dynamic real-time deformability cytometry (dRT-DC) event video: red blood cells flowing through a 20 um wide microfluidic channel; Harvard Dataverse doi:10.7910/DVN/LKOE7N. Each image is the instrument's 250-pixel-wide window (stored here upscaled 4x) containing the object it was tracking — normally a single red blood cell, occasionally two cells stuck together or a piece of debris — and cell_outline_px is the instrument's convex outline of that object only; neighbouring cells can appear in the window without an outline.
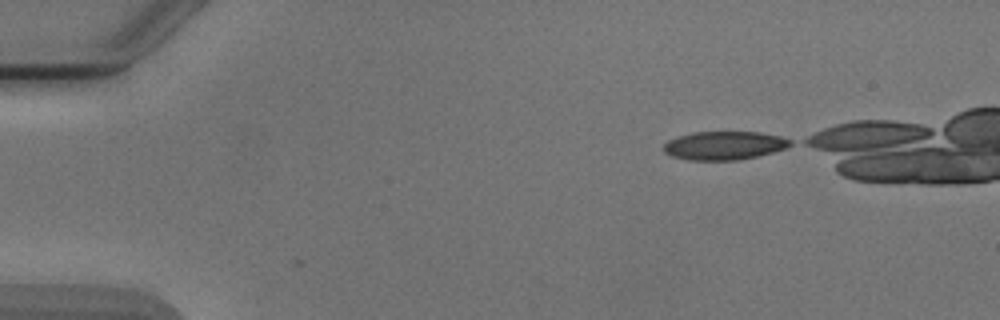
{"species": "Egyptian fruit bat (a non-hibernating species)", "species_latin": "Rousettus aegyptiacus", "temperature_condition": "cold", "stored_images_in_passage": 6, "camera_frame_rate_fps": 3000, "um_per_image_px": 0.085, "animal": {"sex": "male"}, "frame": {"image": 1, "passage_image": 1, "time_ms": 0.0, "image_size_px": [1000, 320], "cell_outline_px": [[792, 144], [784, 148], [772, 152], [756, 156], [736, 160], [688, 160], [672, 156], [664, 152], [664, 144], [668, 140], [676, 136], [692, 132], [760, 132], [780, 136], [792, 140]], "centroid_in_image_um": [61.53, 12.36], "position_along_channel_um": 23.5, "area_um2": 20.98}}
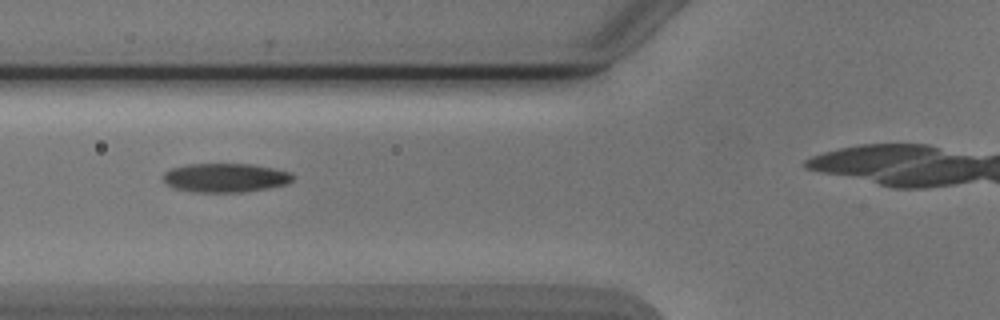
{"frame": {"image": 2, "passage_image": 4, "time_ms": 4.333, "image_size_px": [1000, 320], "cell_outline_px": [[296, 176], [288, 184], [268, 188], [244, 192], [192, 192], [172, 188], [160, 176], [164, 172], [172, 168], [188, 164], [252, 164], [272, 168], [288, 172]], "centroid_in_image_um": [19.13, 15.11], "position_along_channel_um": 106.7, "area_um2": 22.02}}